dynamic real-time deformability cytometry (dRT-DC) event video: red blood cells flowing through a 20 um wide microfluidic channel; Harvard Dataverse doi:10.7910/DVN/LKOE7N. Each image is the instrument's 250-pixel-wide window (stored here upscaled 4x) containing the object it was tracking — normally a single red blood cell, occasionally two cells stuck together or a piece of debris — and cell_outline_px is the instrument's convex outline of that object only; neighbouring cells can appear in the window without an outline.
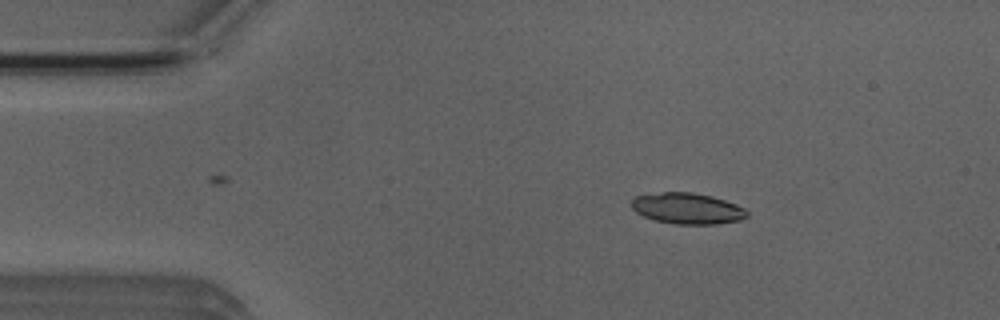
{"species": "Egyptian fruit bat (a non-hibernating species)", "species_latin": "Rousettus aegyptiacus", "temperature_condition": "room temperature", "stored_images_in_passage": 43, "camera_frame_rate_fps": 3000, "um_per_image_px": 0.085, "animal": {"sex": "male"}, "frame": {"image": 1, "passage_image": 8, "time_ms": 2.333, "image_size_px": [1000, 320], "cell_outline_px": [[748, 216], [740, 220], [716, 224], [676, 224], [656, 220], [644, 216], [636, 212], [632, 208], [632, 200], [636, 196], [664, 192], [692, 192], [712, 196], [736, 204], [744, 208], [748, 212]], "centroid_in_image_um": [58.45, 17.72], "position_along_channel_um": 26.6, "area_um2": 20.75}}
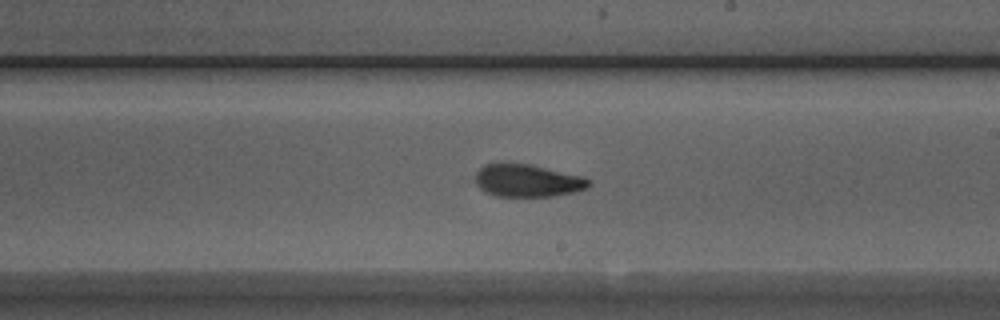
{"frame": {"image": 2, "passage_image": 29, "time_ms": 9.333, "image_size_px": [1000, 320], "cell_outline_px": [[592, 184], [588, 188], [572, 192], [552, 196], [496, 196], [484, 192], [476, 184], [476, 172], [484, 164], [528, 164], [584, 176], [592, 180]], "centroid_in_image_um": [44.87, 15.36], "position_along_channel_um": 244.1, "area_um2": 21.44}}
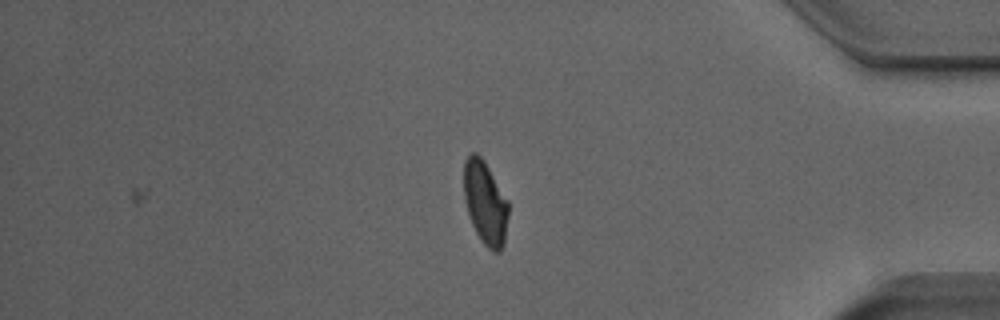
{"frame": {"image": 3, "passage_image": 43, "time_ms": 14.0, "image_size_px": [1000, 320], "cell_outline_px": [[508, 216], [504, 244], [500, 252], [492, 252], [480, 240], [468, 216], [464, 196], [464, 160], [472, 152], [476, 152], [484, 160], [508, 200]], "centroid_in_image_um": [41.24, 17.25], "position_along_channel_um": 394.0, "area_um2": 21.79}, "authors_computed_cell_mechanics": {"area_um2": 21.5594, "velocity_mm_per_s": 3.9248, "shape_relaxation_time_tau1_ms": 6.9532, "shape_relaxation_time_tau2_ms": 2.2191, "deformation_change_tau1": 0.1964, "deformation_change_tau2": 0.0785}}